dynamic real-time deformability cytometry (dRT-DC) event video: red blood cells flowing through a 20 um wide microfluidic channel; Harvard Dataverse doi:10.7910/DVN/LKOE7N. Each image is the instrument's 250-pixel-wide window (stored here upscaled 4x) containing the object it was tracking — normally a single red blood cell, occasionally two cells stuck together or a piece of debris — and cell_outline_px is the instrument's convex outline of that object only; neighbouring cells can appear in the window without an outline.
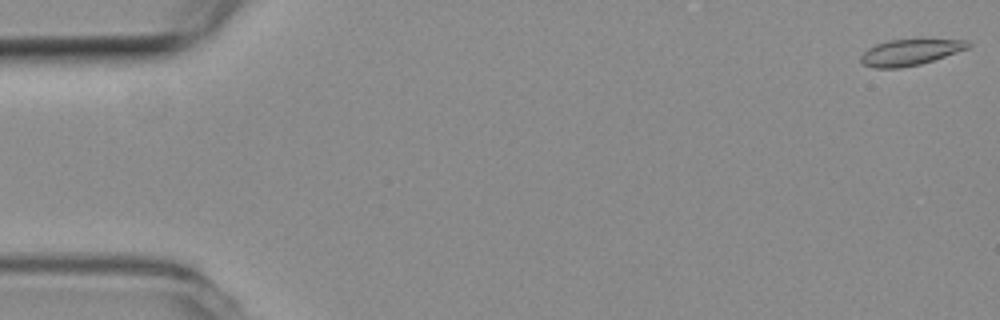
{"species": "common noctule bat (a hibernating species)", "species_latin": "Nyctalus noctula", "temperature_condition": "room temperature", "stored_images_in_passage": 42, "camera_frame_rate_fps": 3000, "um_per_image_px": 0.085, "animal": {"sex": "female", "body_mass_g": 19.3, "forearm_length_mm": 54.1}, "frame": {"image": 1, "passage_image": 1, "time_ms": 0.0, "image_size_px": [1000, 320], "cell_outline_px": [[972, 44], [968, 48], [920, 64], [900, 68], [876, 68], [864, 64], [860, 60], [860, 56], [868, 48], [876, 44], [888, 40], [924, 36], [968, 40]], "centroid_in_image_um": [77.43, 4.37], "position_along_channel_um": 7.6, "area_um2": 17.11}}
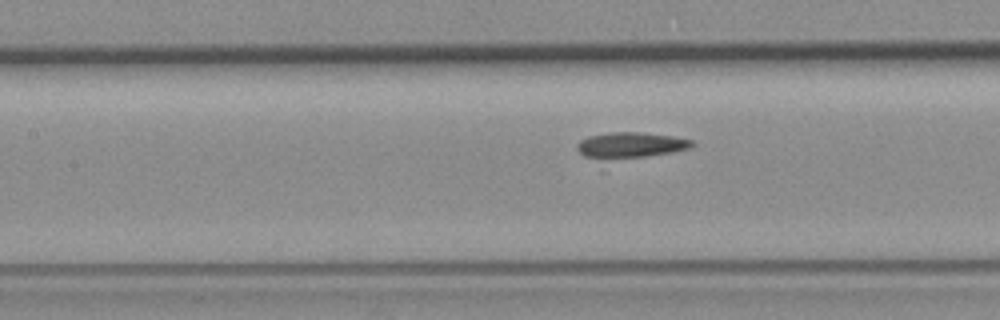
{"frame": {"image": 2, "passage_image": 24, "time_ms": 7.667, "image_size_px": [1000, 320], "cell_outline_px": [[696, 144], [688, 148], [672, 152], [644, 156], [584, 156], [576, 148], [576, 144], [580, 140], [588, 136], [612, 132], [640, 132], [672, 136], [692, 140]], "centroid_in_image_um": [53.63, 12.28], "position_along_channel_um": 153.8, "area_um2": 16.3}}
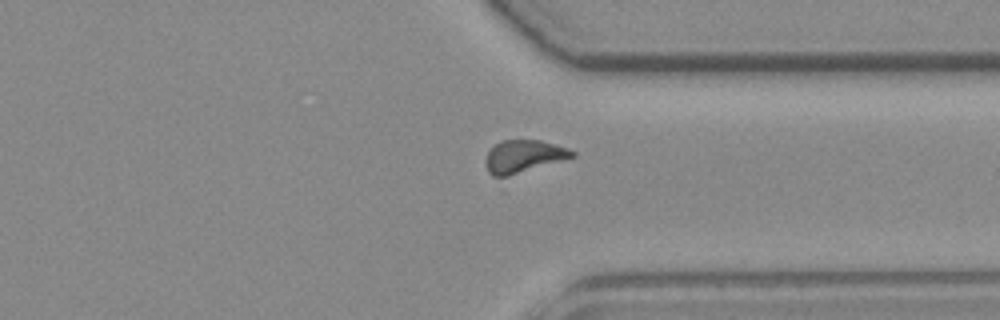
{"frame": {"image": 3, "passage_image": 41, "time_ms": 13.333, "image_size_px": [1000, 320], "cell_outline_px": [[576, 156], [500, 180], [492, 176], [488, 172], [484, 164], [488, 152], [500, 140], [540, 140], [568, 148], [576, 152]], "centroid_in_image_um": [44.47, 13.34], "position_along_channel_um": 366.9, "area_um2": 16.94}}